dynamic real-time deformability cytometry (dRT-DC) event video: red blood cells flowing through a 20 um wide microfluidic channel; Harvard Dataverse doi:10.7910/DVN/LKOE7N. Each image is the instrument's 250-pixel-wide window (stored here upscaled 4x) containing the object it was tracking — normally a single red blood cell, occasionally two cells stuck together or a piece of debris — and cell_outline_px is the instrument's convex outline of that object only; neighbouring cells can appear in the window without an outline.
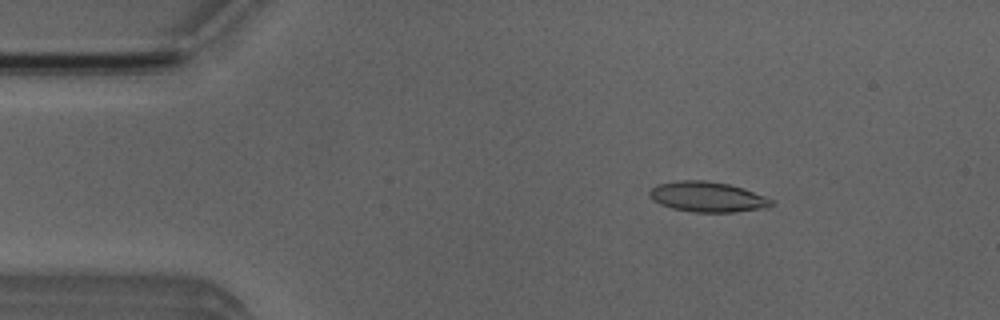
{"species": "Egyptian fruit bat (a non-hibernating species)", "species_latin": "Rousettus aegyptiacus", "temperature_condition": "room temperature", "stored_images_in_passage": 51, "camera_frame_rate_fps": 3000, "um_per_image_px": 0.085, "animal": {"sex": "male"}, "frame": {"image": 1, "passage_image": 8, "time_ms": 2.333, "image_size_px": [1000, 320], "cell_outline_px": [[776, 204], [768, 208], [732, 212], [696, 212], [672, 208], [660, 204], [652, 200], [648, 196], [648, 192], [656, 184], [680, 180], [704, 180], [728, 184], [744, 188], [764, 196], [772, 200]], "centroid_in_image_um": [60.13, 16.73], "position_along_channel_um": 24.9, "area_um2": 21.62}}
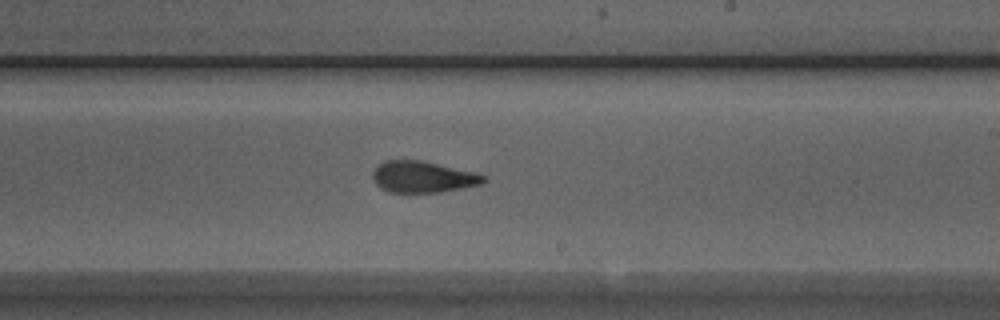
{"frame": {"image": 2, "passage_image": 30, "time_ms": 9.667, "image_size_px": [1000, 320], "cell_outline_px": [[488, 180], [480, 184], [440, 192], [388, 192], [380, 188], [372, 180], [372, 172], [384, 160], [420, 160], [472, 172], [484, 176]], "centroid_in_image_um": [35.88, 15.04], "position_along_channel_um": 253.1, "area_um2": 20.0}}
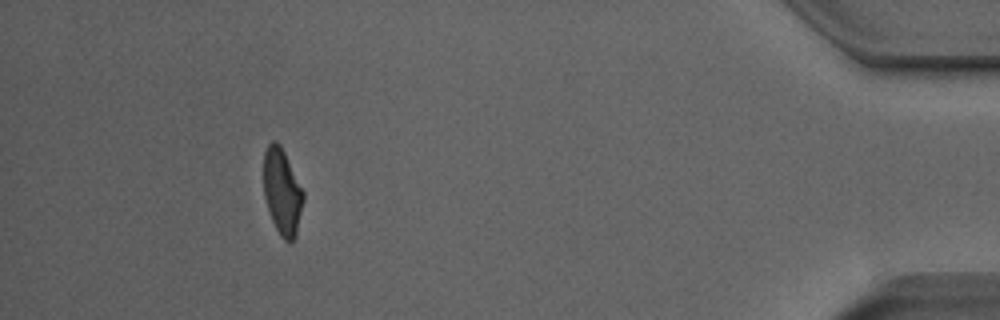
{"frame": {"image": 3, "passage_image": 47, "time_ms": 15.333, "image_size_px": [1000, 320], "cell_outline_px": [[304, 200], [296, 236], [292, 244], [288, 244], [280, 236], [272, 220], [264, 196], [264, 152], [268, 144], [272, 140], [276, 140], [280, 144], [304, 192]], "centroid_in_image_um": [23.99, 16.33], "position_along_channel_um": 411.2, "area_um2": 20.0}, "authors_computed_cell_mechanics": {"area_um2": 20.7502, "velocity_mm_per_s": 3.9651, "shape_relaxation_time_tau1_ms": 6.3071, "shape_relaxation_time_tau2_ms": 1.5005, "deformation_change_tau1": 0.229, "deformation_change_tau2": 0.1033}}